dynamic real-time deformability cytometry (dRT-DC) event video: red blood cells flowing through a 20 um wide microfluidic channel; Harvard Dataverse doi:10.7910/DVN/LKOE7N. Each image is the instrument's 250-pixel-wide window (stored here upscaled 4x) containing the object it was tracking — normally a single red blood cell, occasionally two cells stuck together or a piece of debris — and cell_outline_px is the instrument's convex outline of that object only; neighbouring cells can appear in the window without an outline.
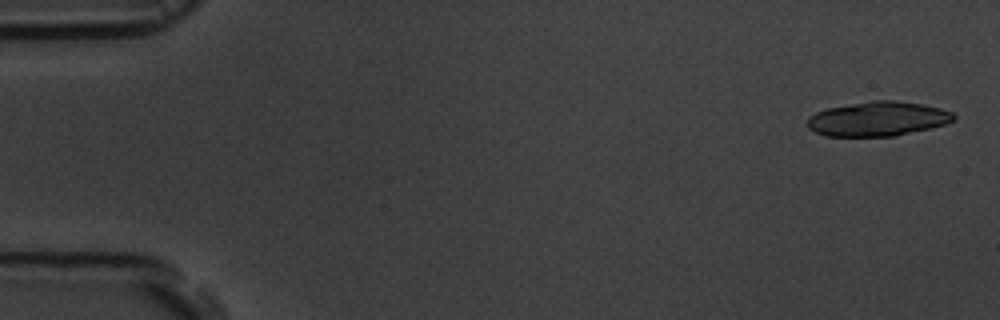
{"species": "common noctule bat (a hibernating species)", "species_latin": "Nyctalus noctula", "temperature_condition": "room temperature", "stored_images_in_passage": 5, "camera_frame_rate_fps": 3000, "um_per_image_px": 0.085, "animal": {"sex": "male", "body_mass_g": 19.5, "forearm_length_mm": 54.6}, "frame": {"image": 1, "passage_image": 1, "time_ms": 0.0, "image_size_px": [1000, 320], "cell_outline_px": [[956, 120], [944, 124], [896, 136], [824, 136], [808, 128], [808, 116], [816, 112], [828, 108], [872, 100], [892, 100], [920, 104], [940, 108], [952, 112], [956, 116]], "centroid_in_image_um": [74.6, 10.1], "position_along_channel_um": 10.4, "area_um2": 29.25}}